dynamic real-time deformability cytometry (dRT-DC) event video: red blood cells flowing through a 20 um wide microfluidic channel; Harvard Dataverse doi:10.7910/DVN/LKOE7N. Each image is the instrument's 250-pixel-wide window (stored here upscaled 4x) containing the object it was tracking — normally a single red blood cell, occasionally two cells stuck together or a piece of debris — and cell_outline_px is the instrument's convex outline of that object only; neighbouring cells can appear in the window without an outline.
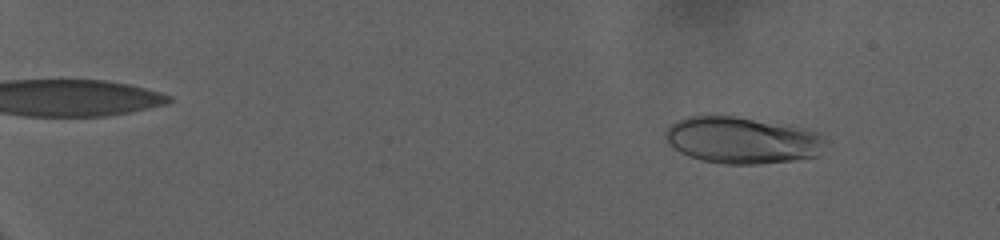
{"species": "human", "species_latin": "Homo sapiens", "temperature_condition": "warm", "stored_images_in_passage": 76, "camera_frame_rate_fps": 3000, "um_per_image_px": 0.085, "donor": {"sex": "female"}, "frame": {"image": 1, "passage_image": 10, "time_ms": 3.0, "image_size_px": [1000, 240], "cell_outline_px": [[824, 140], [816, 156], [792, 160], [760, 164], [724, 164], [700, 160], [680, 152], [664, 140], [664, 132], [672, 124], [688, 116], [732, 116], [792, 124], [820, 132]], "centroid_in_image_um": [63.07, 11.91], "position_along_channel_um": 21.9, "area_um2": 43.58}}
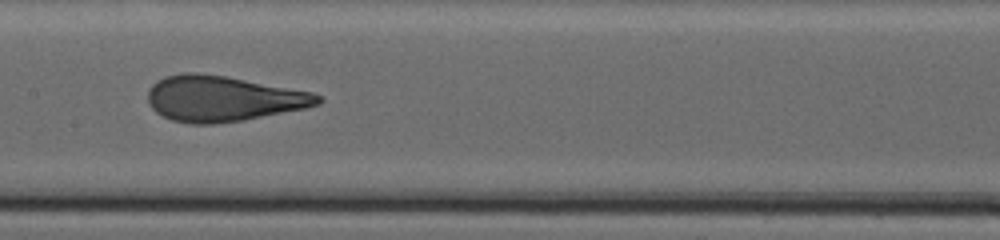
{"frame": {"image": 2, "passage_image": 45, "time_ms": 14.667, "image_size_px": [1000, 240], "cell_outline_px": [[324, 100], [320, 104], [304, 108], [244, 120], [212, 124], [192, 124], [172, 120], [156, 112], [148, 104], [148, 88], [156, 80], [164, 76], [184, 72], [196, 72], [224, 76], [312, 92], [320, 96]], "centroid_in_image_um": [18.9, 8.38], "position_along_channel_um": 188.5, "area_um2": 45.08}}
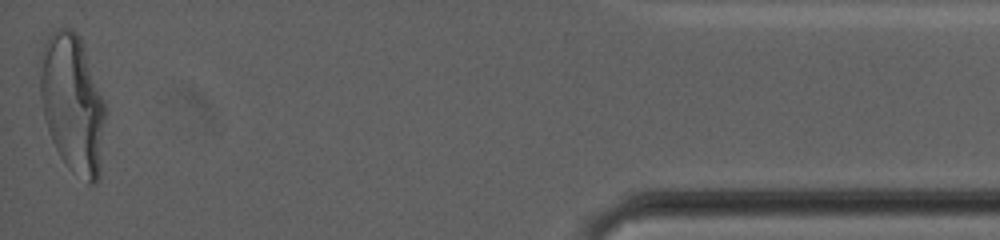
{"frame": {"image": 3, "passage_image": 76, "time_ms": 25.0, "image_size_px": [1000, 240], "cell_outline_px": [[108, 108], [100, 176], [96, 184], [88, 184], [72, 172], [68, 168], [60, 156], [52, 140], [44, 116], [40, 100], [40, 52], [48, 36], [52, 32], [60, 28], [72, 28], [76, 32], [80, 40]], "centroid_in_image_um": [6.2, 8.86], "position_along_channel_um": 429.0, "area_um2": 53.41}, "authors_computed_cell_mechanics": {"area_um2": 44.1303, "velocity_mm_per_s": 2.921, "shape_relaxation_time_tau1_ms": 6.5771, "shape_relaxation_time_tau2_ms": null, "deformation_change_tau1": 0.2586, "deformation_change_tau2": null}}